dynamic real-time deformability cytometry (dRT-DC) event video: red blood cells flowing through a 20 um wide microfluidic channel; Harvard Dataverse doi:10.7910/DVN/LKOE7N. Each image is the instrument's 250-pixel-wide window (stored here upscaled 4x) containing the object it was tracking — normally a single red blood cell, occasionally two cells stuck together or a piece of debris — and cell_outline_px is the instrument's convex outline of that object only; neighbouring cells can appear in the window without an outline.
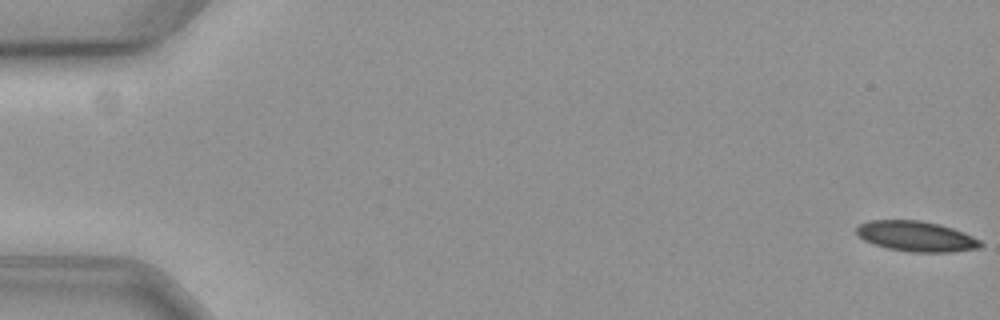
{"species": "common noctule bat (a hibernating species)", "species_latin": "Nyctalus noctula", "temperature_condition": "cold", "stored_images_in_passage": 60, "camera_frame_rate_fps": 3000, "um_per_image_px": 0.085, "animal": {"sex": "female", "body_mass_g": 19.3, "forearm_length_mm": 54.1}, "frame": {"image": 1, "passage_image": 1, "time_ms": 0.0, "image_size_px": [1000, 320], "cell_outline_px": [[984, 244], [980, 248], [952, 252], [912, 252], [888, 248], [872, 244], [864, 240], [856, 232], [856, 228], [860, 224], [868, 220], [920, 220], [940, 224], [964, 232], [980, 240]], "centroid_in_image_um": [77.89, 20.08], "position_along_channel_um": 7.1, "area_um2": 22.02}}
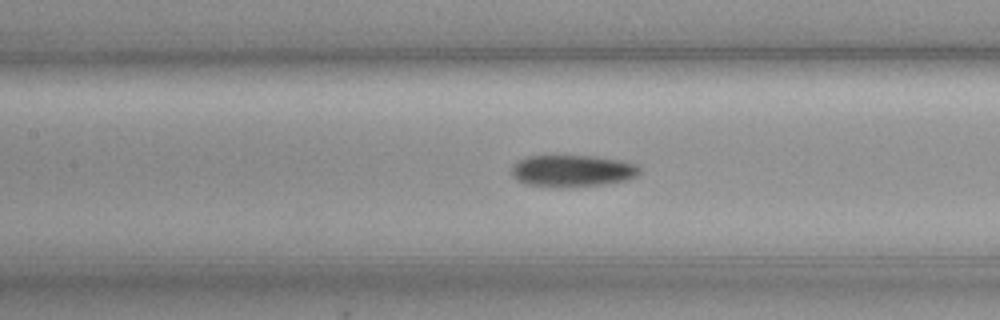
{"frame": {"image": 2, "passage_image": 28, "time_ms": 9.0, "image_size_px": [1000, 320], "cell_outline_px": [[640, 172], [636, 176], [628, 180], [604, 184], [568, 188], [524, 184], [516, 180], [512, 176], [512, 164], [516, 160], [528, 156], [596, 156], [620, 160], [640, 164]], "centroid_in_image_um": [48.65, 14.53], "position_along_channel_um": 158.7, "area_um2": 24.22}}
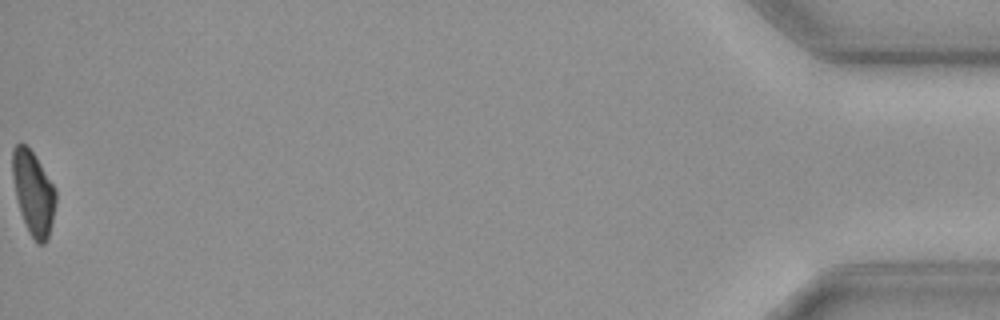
{"frame": {"image": 3, "passage_image": 60, "time_ms": 19.667, "image_size_px": [1000, 320], "cell_outline_px": [[56, 204], [48, 240], [44, 244], [36, 244], [28, 232], [20, 212], [16, 196], [12, 176], [12, 148], [16, 144], [24, 144], [36, 156], [56, 188]], "centroid_in_image_um": [2.84, 16.42], "position_along_channel_um": 432.4, "area_um2": 21.39}}